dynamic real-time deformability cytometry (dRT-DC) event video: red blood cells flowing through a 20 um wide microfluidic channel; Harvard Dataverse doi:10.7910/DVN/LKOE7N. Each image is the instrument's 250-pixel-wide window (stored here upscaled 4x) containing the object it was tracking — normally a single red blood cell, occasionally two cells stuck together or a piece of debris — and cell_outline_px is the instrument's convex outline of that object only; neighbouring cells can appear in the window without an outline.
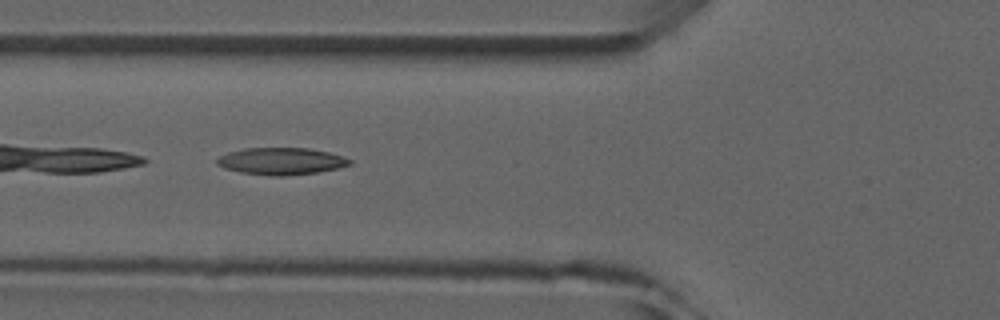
{"species": "common noctule bat (a hibernating species)", "species_latin": "Nyctalus noctula", "temperature_condition": "room temperature", "stored_images_in_passage": 3, "camera_frame_rate_fps": 3000, "um_per_image_px": 0.085, "animal": {"sex": "male", "forearm_length_mm": 52.5}, "frame": {"image": 1, "passage_image": 3, "time_ms": 2.0, "image_size_px": [1000, 320], "cell_outline_px": [[352, 164], [336, 168], [316, 172], [284, 176], [272, 176], [240, 172], [224, 168], [216, 164], [216, 160], [220, 156], [228, 152], [244, 148], [308, 148], [328, 152], [344, 156], [352, 160]], "centroid_in_image_um": [23.89, 13.69], "position_along_channel_um": 101.9, "area_um2": 20.87}}